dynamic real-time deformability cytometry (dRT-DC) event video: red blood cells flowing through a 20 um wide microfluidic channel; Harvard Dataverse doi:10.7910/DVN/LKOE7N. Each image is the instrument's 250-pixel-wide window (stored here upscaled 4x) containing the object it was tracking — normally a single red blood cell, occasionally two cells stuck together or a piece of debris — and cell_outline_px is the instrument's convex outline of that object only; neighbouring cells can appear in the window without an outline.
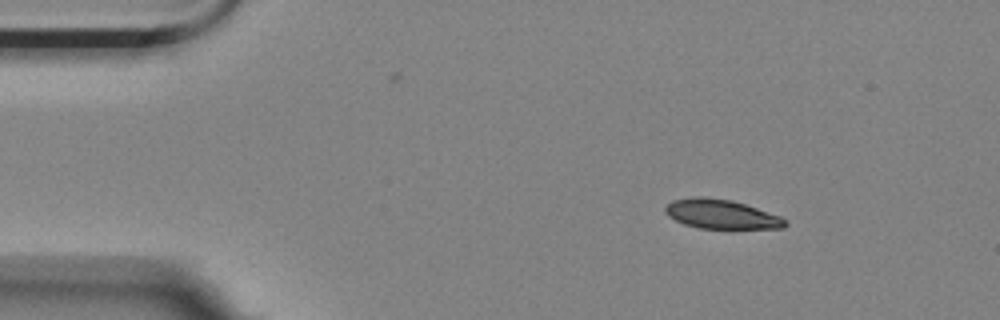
{"species": "Egyptian fruit bat (a non-hibernating species)", "species_latin": "Rousettus aegyptiacus", "temperature_condition": "room temperature", "stored_images_in_passage": 5, "segment_of_instrument_passage": [1, 2], "camera_frame_rate_fps": 3000, "um_per_image_px": 0.085, "animal": {"sex": "female"}, "frame": {"image": 1, "passage_image": 2, "time_ms": 0.333, "image_size_px": [1000, 320], "cell_outline_px": [[788, 224], [784, 228], [700, 228], [684, 224], [668, 216], [664, 208], [672, 200], [692, 196], [704, 196], [732, 200], [780, 216], [788, 220]], "centroid_in_image_um": [61.3, 18.19], "position_along_channel_um": 23.7, "area_um2": 20.4}}